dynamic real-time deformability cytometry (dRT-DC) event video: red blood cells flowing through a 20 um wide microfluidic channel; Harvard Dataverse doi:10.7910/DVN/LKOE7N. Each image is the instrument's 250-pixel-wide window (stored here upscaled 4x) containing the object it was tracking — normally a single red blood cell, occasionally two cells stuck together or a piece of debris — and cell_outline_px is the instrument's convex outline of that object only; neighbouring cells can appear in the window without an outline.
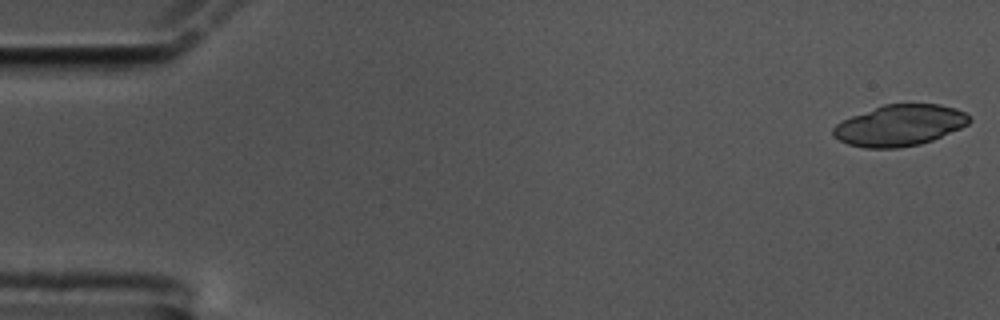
{"species": "common noctule bat (a hibernating species)", "species_latin": "Nyctalus noctula", "temperature_condition": "cold", "stored_images_in_passage": 57, "camera_frame_rate_fps": 3000, "um_per_image_px": 0.085, "animal": {"sex": "male", "body_mass_g": 17.5, "forearm_length_mm": 52.3}, "frame": {"image": 1, "passage_image": 1, "time_ms": 0.0, "image_size_px": [1000, 320], "cell_outline_px": [[972, 120], [968, 124], [960, 128], [932, 140], [920, 144], [900, 148], [864, 148], [848, 144], [840, 140], [832, 132], [832, 128], [836, 124], [852, 116], [884, 104], [940, 104], [956, 108], [972, 116]], "centroid_in_image_um": [76.51, 10.65], "position_along_channel_um": 8.5, "area_um2": 32.54}}